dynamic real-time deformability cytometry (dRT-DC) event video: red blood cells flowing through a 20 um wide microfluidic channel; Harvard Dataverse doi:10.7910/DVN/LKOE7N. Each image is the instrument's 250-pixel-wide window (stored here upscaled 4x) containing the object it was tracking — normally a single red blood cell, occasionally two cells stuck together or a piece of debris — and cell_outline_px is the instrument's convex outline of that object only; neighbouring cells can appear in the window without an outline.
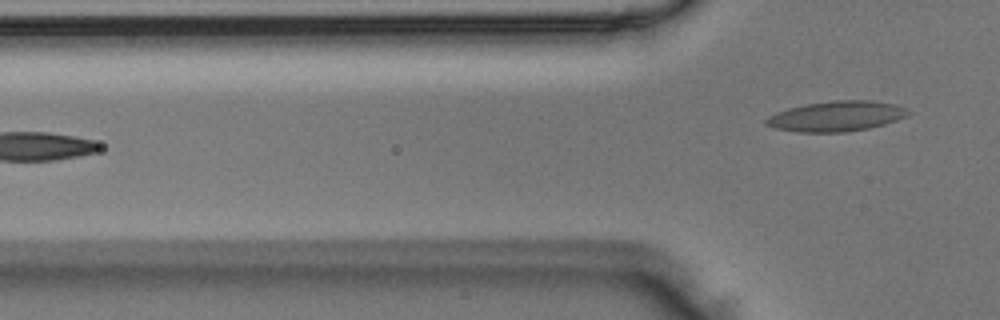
{"species": "Egyptian fruit bat (a non-hibernating species)", "species_latin": "Rousettus aegyptiacus", "temperature_condition": "room temperature", "stored_images_in_passage": 5, "camera_frame_rate_fps": 3000, "um_per_image_px": 0.085, "animal": {"sex": "male"}, "frame": {"image": 1, "passage_image": 5, "time_ms": 1.333, "image_size_px": [1000, 320], "cell_outline_px": [[912, 112], [896, 120], [884, 124], [868, 128], [844, 132], [800, 132], [776, 128], [764, 124], [764, 120], [768, 116], [792, 108], [808, 104], [832, 100], [872, 100], [892, 104], [904, 108]], "centroid_in_image_um": [71.09, 9.88], "position_along_channel_um": 54.7, "area_um2": 24.57}}